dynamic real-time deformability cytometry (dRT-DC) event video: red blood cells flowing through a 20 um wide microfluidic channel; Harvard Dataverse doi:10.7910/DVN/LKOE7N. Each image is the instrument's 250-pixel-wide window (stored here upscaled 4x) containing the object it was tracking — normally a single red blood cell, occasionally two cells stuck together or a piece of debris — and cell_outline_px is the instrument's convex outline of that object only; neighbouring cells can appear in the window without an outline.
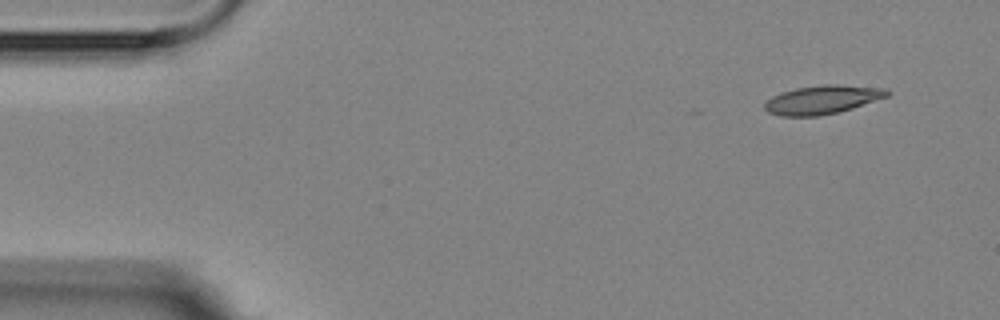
{"species": "Egyptian fruit bat (a non-hibernating species)", "species_latin": "Rousettus aegyptiacus", "temperature_condition": "room temperature", "stored_images_in_passage": 2, "camera_frame_rate_fps": 3000, "um_per_image_px": 0.085, "animal": {"sex": "female"}, "frame": {"image": 1, "passage_image": 2, "time_ms": 2.667, "image_size_px": [1000, 320], "cell_outline_px": [[892, 92], [888, 96], [852, 108], [820, 116], [780, 116], [768, 112], [764, 108], [764, 104], [772, 96], [780, 92], [796, 88], [820, 84], [840, 84], [888, 88]], "centroid_in_image_um": [69.92, 8.45], "position_along_channel_um": 15.1, "area_um2": 20.63}}